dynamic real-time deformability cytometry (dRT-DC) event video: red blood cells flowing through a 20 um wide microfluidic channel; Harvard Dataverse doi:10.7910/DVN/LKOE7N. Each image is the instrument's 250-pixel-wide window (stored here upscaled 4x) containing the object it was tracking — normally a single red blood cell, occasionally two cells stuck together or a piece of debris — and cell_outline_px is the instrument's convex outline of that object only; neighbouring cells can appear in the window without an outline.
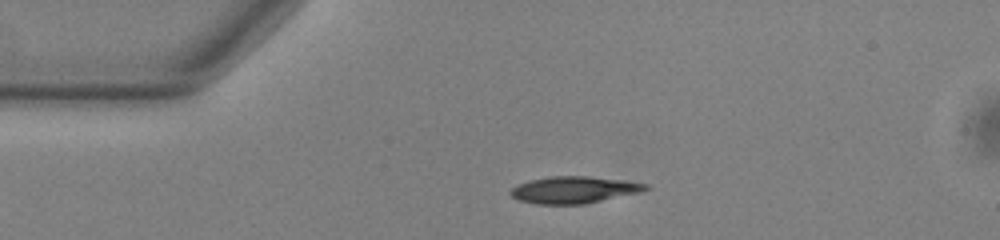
{"species": "common noctule bat (a hibernating species)", "species_latin": "Nyctalus noctula", "temperature_condition": "warm", "stored_images_in_passage": 42, "camera_frame_rate_fps": 3000, "um_per_image_px": 0.085, "animal": {"sex": "male", "body_mass_g": 13.0, "forearm_length_mm": 53.1}, "frame": {"image": 1, "passage_image": 1, "time_ms": 0.0, "image_size_px": [1000, 240], "cell_outline_px": [[652, 188], [640, 192], [584, 204], [536, 204], [520, 200], [512, 196], [508, 192], [516, 184], [528, 180], [552, 176], [588, 176], [628, 180], [648, 184]], "centroid_in_image_um": [48.81, 16.12], "position_along_channel_um": 36.2, "area_um2": 21.33}}
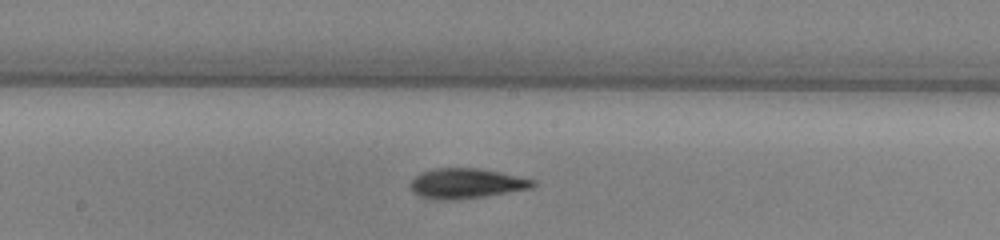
{"frame": {"image": 2, "passage_image": 17, "time_ms": 5.333, "image_size_px": [1000, 240], "cell_outline_px": [[536, 184], [532, 188], [460, 200], [448, 200], [420, 196], [412, 192], [408, 188], [408, 184], [420, 172], [436, 168], [476, 168], [536, 180]], "centroid_in_image_um": [39.58, 15.6], "position_along_channel_um": 208.6, "area_um2": 21.33}}
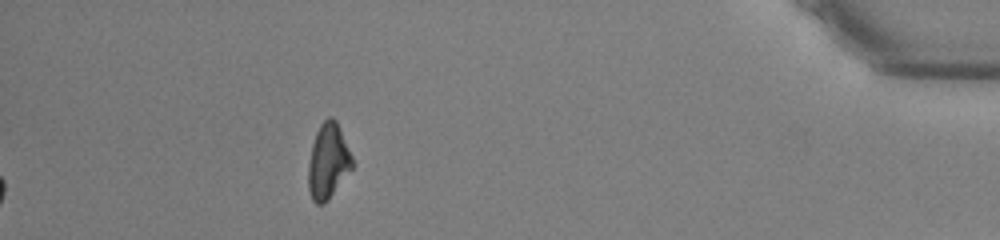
{"frame": {"image": 3, "passage_image": 37, "time_ms": 12.0, "image_size_px": [1000, 240], "cell_outline_px": [[352, 168], [328, 200], [324, 204], [316, 204], [312, 200], [308, 188], [308, 164], [312, 144], [316, 132], [320, 124], [328, 116], [332, 116], [336, 120], [340, 128], [352, 156]], "centroid_in_image_um": [27.87, 13.7], "position_along_channel_um": 407.3, "area_um2": 19.25}, "authors_computed_cell_mechanics": {"area_um2": 20.23, "velocity_mm_per_s": 3.8528, "shape_relaxation_time_tau1_ms": 6.1281, "shape_relaxation_time_tau2_ms": 3.7518, "deformation_change_tau1": 0.1721, "deformation_change_tau2": 0.1164}}